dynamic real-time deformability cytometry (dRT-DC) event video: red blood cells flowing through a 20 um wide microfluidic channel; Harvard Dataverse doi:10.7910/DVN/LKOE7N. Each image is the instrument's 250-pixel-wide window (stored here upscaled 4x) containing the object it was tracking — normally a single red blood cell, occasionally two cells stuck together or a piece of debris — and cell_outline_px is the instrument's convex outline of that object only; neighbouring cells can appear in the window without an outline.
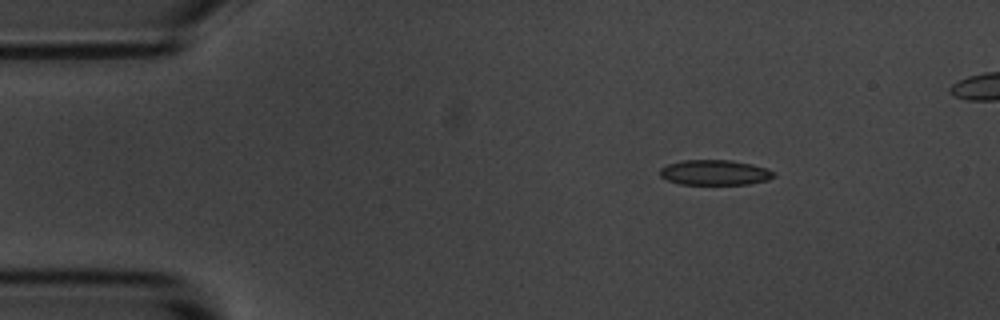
{"species": "common noctule bat (a hibernating species)", "species_latin": "Nyctalus noctula", "temperature_condition": "room temperature", "stored_images_in_passage": 4, "camera_frame_rate_fps": 3000, "um_per_image_px": 0.085, "animal": {"sex": "male", "body_mass_g": 20.1, "forearm_length_mm": 53.5}, "frame": {"image": 1, "passage_image": 1, "time_ms": 0.0, "image_size_px": [1000, 320], "cell_outline_px": [[776, 176], [768, 180], [748, 184], [680, 184], [668, 180], [660, 176], [660, 168], [668, 164], [684, 160], [732, 160], [752, 164], [768, 168], [776, 172]], "centroid_in_image_um": [60.81, 14.66], "position_along_channel_um": 24.2, "area_um2": 16.82}}